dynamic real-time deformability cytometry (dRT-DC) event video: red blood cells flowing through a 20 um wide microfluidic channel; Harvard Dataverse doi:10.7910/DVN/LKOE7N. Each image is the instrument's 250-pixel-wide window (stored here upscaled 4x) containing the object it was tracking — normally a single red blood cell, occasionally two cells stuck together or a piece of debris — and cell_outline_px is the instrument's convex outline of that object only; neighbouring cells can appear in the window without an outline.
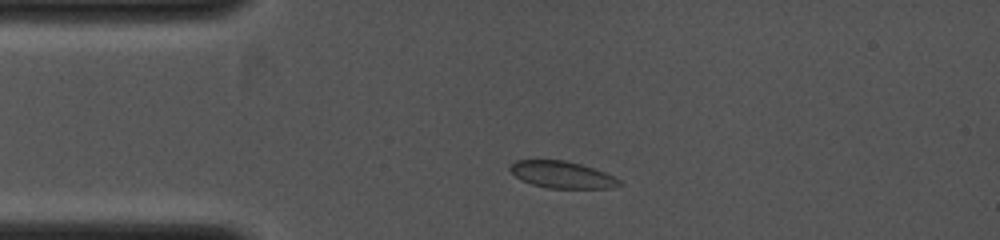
{"species": "common noctule bat (a hibernating species)", "species_latin": "Nyctalus noctula", "temperature_condition": "cold", "stored_images_in_passage": 5, "camera_frame_rate_fps": 4000, "um_per_image_px": 0.085, "animal": {"sex": "female", "body_mass_g": 19.0, "forearm_length_mm": 53.3}, "frame": {"image": 1, "passage_image": 2, "time_ms": 0.75, "image_size_px": [1000, 240], "cell_outline_px": [[624, 184], [612, 188], [548, 188], [532, 184], [516, 176], [508, 168], [516, 160], [564, 160], [580, 164], [616, 176]], "centroid_in_image_um": [47.83, 14.85], "position_along_channel_um": 37.2, "area_um2": 16.99}}
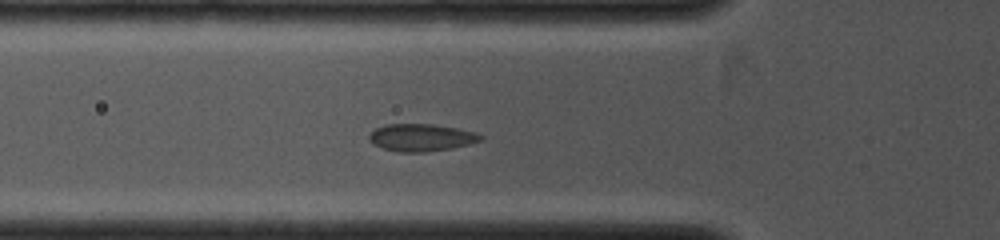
{"frame": {"image": 2, "passage_image": 5, "time_ms": 2.25, "image_size_px": [1000, 240], "cell_outline_px": [[484, 140], [452, 148], [424, 152], [400, 152], [384, 148], [372, 144], [368, 140], [368, 136], [376, 128], [384, 124], [432, 124], [456, 128], [476, 132], [484, 136]], "centroid_in_image_um": [35.81, 11.69], "position_along_channel_um": 90.0, "area_um2": 17.8}}